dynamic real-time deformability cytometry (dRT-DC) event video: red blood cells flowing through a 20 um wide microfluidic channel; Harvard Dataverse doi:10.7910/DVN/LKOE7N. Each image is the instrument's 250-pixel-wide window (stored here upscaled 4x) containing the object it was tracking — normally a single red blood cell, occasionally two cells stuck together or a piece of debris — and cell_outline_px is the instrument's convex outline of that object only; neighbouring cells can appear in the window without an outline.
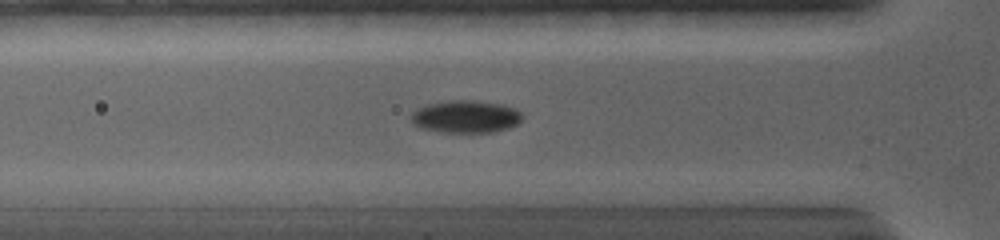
{"species": "common noctule bat (a hibernating species)", "species_latin": "Nyctalus noctula", "temperature_condition": "warm", "stored_images_in_passage": 59, "camera_frame_rate_fps": 5000, "um_per_image_px": 0.085, "animal": {"sex": "female", "body_mass_g": 19.0, "forearm_length_mm": 56.7}, "frame": {"image": 1, "passage_image": 20, "time_ms": 3.6, "image_size_px": [1000, 240], "cell_outline_px": [[520, 120], [516, 124], [508, 128], [492, 132], [440, 132], [420, 128], [412, 124], [412, 112], [416, 108], [428, 104], [456, 100], [472, 100], [500, 104], [512, 108], [520, 112]], "centroid_in_image_um": [39.52, 9.92], "position_along_channel_um": 86.3, "area_um2": 20.75}}
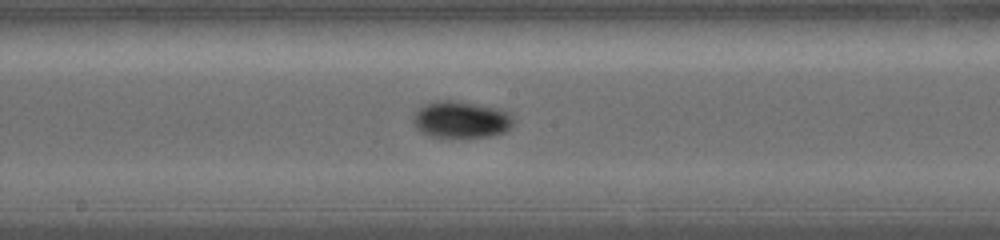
{"frame": {"image": 2, "passage_image": 31, "time_ms": 6.8, "image_size_px": [1000, 240], "cell_outline_px": [[516, 120], [512, 128], [508, 132], [492, 136], [464, 140], [428, 136], [420, 132], [412, 124], [412, 116], [420, 108], [428, 104], [444, 100], [448, 100], [492, 108], [508, 112]], "centroid_in_image_um": [39.21, 10.26], "position_along_channel_um": 209.0, "area_um2": 22.02}}
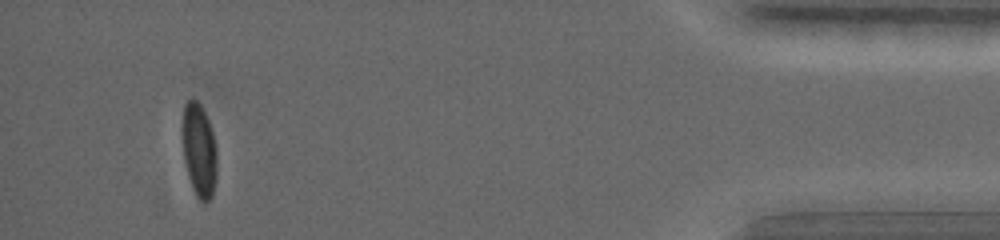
{"frame": {"image": 3, "passage_image": 54, "time_ms": 14.4, "image_size_px": [1000, 240], "cell_outline_px": [[216, 180], [212, 196], [204, 204], [196, 196], [192, 188], [188, 176], [184, 160], [184, 104], [192, 96], [200, 104], [208, 120], [212, 132], [216, 148]], "centroid_in_image_um": [16.94, 12.81], "position_along_channel_um": 418.3, "area_um2": 18.5}, "authors_computed_cell_mechanics": {"area_um2": 19.363, "velocity_mm_per_s": 3.8477, "shape_relaxation_time_tau1_ms": 4.3351, "shape_relaxation_time_tau2_ms": null, "deformation_change_tau1": 0.1483, "deformation_change_tau2": null}}